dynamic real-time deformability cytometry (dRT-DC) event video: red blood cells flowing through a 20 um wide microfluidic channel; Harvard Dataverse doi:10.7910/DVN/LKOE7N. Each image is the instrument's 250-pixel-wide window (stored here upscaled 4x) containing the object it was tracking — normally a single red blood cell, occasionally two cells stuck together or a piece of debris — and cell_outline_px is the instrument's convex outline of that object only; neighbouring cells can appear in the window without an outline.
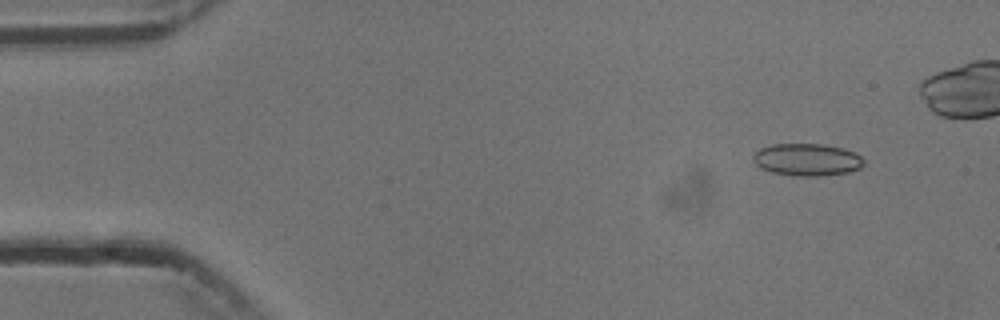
{"species": "common noctule bat (a hibernating species)", "species_latin": "Nyctalus noctula", "temperature_condition": "cold", "stored_images_in_passage": 5, "camera_frame_rate_fps": 3000, "um_per_image_px": 0.085, "animal": {"sex": "male", "body_mass_g": 13.3}, "frame": {"image": 1, "passage_image": 2, "time_ms": 1.0, "image_size_px": [1000, 320], "cell_outline_px": [[864, 164], [860, 168], [848, 172], [816, 176], [796, 176], [772, 172], [760, 168], [752, 160], [752, 156], [760, 148], [772, 144], [824, 144], [844, 148], [860, 156], [864, 160]], "centroid_in_image_um": [68.58, 13.56], "position_along_channel_um": 16.4, "area_um2": 20.81}}